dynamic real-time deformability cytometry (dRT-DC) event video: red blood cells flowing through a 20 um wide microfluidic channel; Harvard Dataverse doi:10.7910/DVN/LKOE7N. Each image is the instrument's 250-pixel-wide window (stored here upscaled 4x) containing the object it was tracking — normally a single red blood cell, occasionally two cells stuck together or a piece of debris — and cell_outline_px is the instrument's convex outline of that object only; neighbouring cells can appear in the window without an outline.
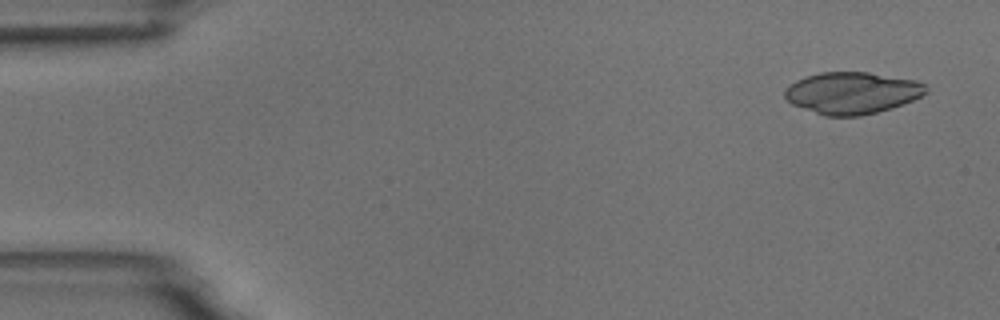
{"species": "common noctule bat (a hibernating species)", "species_latin": "Nyctalus noctula", "temperature_condition": "room temperature", "stored_images_in_passage": 4, "segment_of_instrument_passage": [1, 2], "camera_frame_rate_fps": 3000, "um_per_image_px": 0.085, "animal": {"sex": "male", "body_mass_g": 18.8}, "frame": {"image": 1, "passage_image": 1, "time_ms": 0.0, "image_size_px": [1000, 320], "cell_outline_px": [[928, 92], [912, 100], [892, 108], [860, 116], [824, 116], [792, 104], [784, 96], [784, 92], [788, 84], [804, 76], [820, 72], [868, 72], [916, 80], [924, 84], [928, 88]], "centroid_in_image_um": [72.41, 7.89], "position_along_channel_um": 12.6, "area_um2": 34.51}}